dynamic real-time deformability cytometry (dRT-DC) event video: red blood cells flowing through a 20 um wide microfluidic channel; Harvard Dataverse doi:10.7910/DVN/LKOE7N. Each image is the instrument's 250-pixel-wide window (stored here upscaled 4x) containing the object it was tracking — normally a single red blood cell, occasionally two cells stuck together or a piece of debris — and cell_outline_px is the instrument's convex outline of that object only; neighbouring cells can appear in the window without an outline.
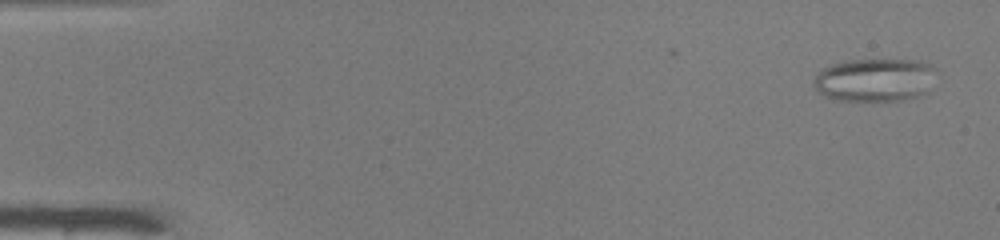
{"species": "common noctule bat (a hibernating species)", "species_latin": "Nyctalus noctula", "temperature_condition": "warm", "stored_images_in_passage": 48, "segment_of_instrument_passage": [1, 2], "camera_frame_rate_fps": 3000, "um_per_image_px": 0.085, "animal": {"sex": "male", "body_mass_g": 19.0, "forearm_length_mm": 50.8}, "frame": {"image": 1, "passage_image": 1, "time_ms": 0.0, "image_size_px": [1000, 240], "cell_outline_px": [[940, 72], [916, 96], [900, 100], [836, 100], [824, 96], [816, 88], [812, 80], [824, 68], [832, 64], [852, 60], [916, 60], [928, 64], [936, 68]], "centroid_in_image_um": [74.34, 6.77], "position_along_channel_um": 10.7, "area_um2": 30.23}}